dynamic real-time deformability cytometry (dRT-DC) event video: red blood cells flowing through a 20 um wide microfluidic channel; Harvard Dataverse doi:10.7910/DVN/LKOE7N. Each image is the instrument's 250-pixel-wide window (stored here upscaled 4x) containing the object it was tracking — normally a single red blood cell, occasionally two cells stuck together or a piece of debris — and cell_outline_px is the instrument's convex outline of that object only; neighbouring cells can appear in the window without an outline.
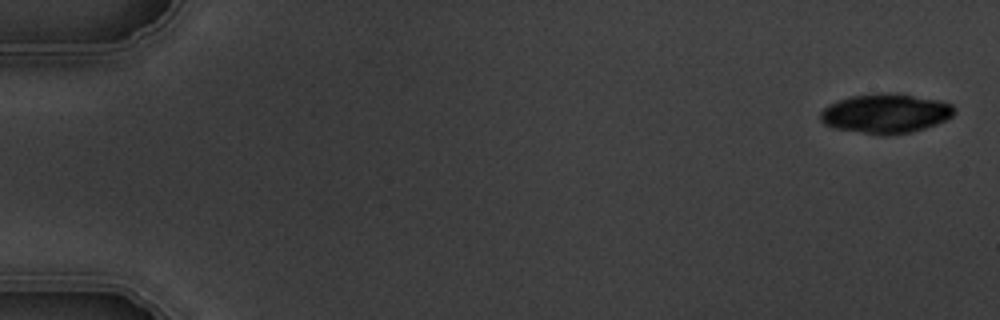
{"species": "common noctule bat (a hibernating species)", "species_latin": "Nyctalus noctula", "temperature_condition": "warm", "stored_images_in_passage": 5, "camera_frame_rate_fps": 3000, "um_per_image_px": 0.085, "animal": {"sex": "male", "body_mass_g": 19.5, "forearm_length_mm": 54.6}, "frame": {"image": 1, "passage_image": 1, "time_ms": 0.0, "image_size_px": [1000, 320], "cell_outline_px": [[956, 112], [952, 116], [936, 124], [924, 128], [908, 132], [884, 136], [832, 128], [824, 124], [820, 120], [820, 112], [828, 104], [848, 96], [912, 96], [940, 100], [952, 104], [956, 108]], "centroid_in_image_um": [75.25, 9.69], "position_along_channel_um": 9.7, "area_um2": 29.94}}